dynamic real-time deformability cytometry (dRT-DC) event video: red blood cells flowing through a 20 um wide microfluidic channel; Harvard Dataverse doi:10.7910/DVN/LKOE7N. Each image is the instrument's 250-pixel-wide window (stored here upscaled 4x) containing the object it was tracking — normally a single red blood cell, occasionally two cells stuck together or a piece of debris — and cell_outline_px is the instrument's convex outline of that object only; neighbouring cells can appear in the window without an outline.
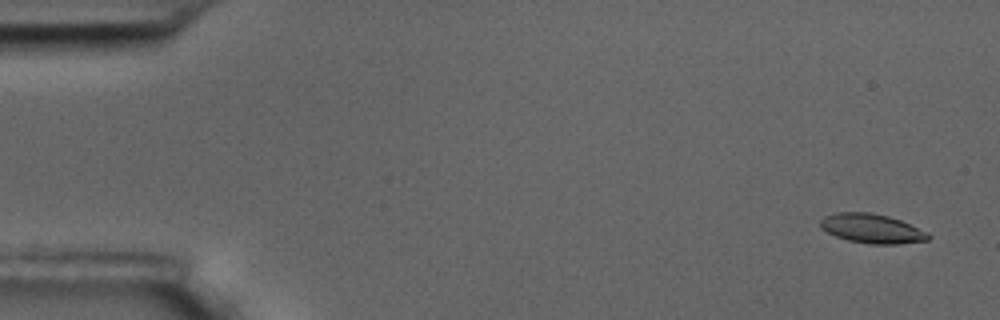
{"species": "common noctule bat (a hibernating species)", "species_latin": "Nyctalus noctula", "temperature_condition": "room temperature", "stored_images_in_passage": 59, "camera_frame_rate_fps": 3000, "um_per_image_px": 0.085, "animal": {"sex": "male", "body_mass_g": 17.5, "forearm_length_mm": 52.3}, "frame": {"image": 1, "passage_image": 3, "time_ms": 0.667, "image_size_px": [1000, 320], "cell_outline_px": [[932, 236], [928, 240], [896, 244], [868, 244], [848, 240], [836, 236], [820, 228], [820, 220], [824, 216], [836, 212], [872, 212], [888, 216], [900, 220], [928, 232]], "centroid_in_image_um": [74.1, 19.42], "position_along_channel_um": 10.9, "area_um2": 18.5}}
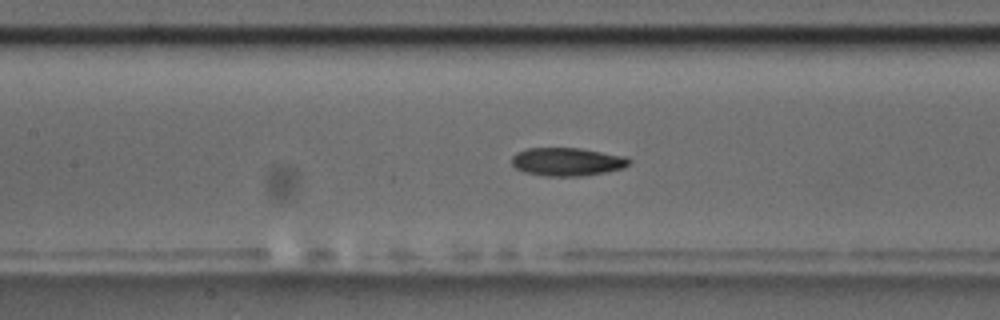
{"frame": {"image": 2, "passage_image": 27, "time_ms": 8.667, "image_size_px": [1000, 320], "cell_outline_px": [[632, 160], [624, 168], [608, 172], [584, 176], [544, 176], [524, 172], [516, 168], [512, 164], [512, 156], [516, 152], [528, 148], [580, 148], [628, 156]], "centroid_in_image_um": [48.25, 13.75], "position_along_channel_um": 159.2, "area_um2": 19.59}}
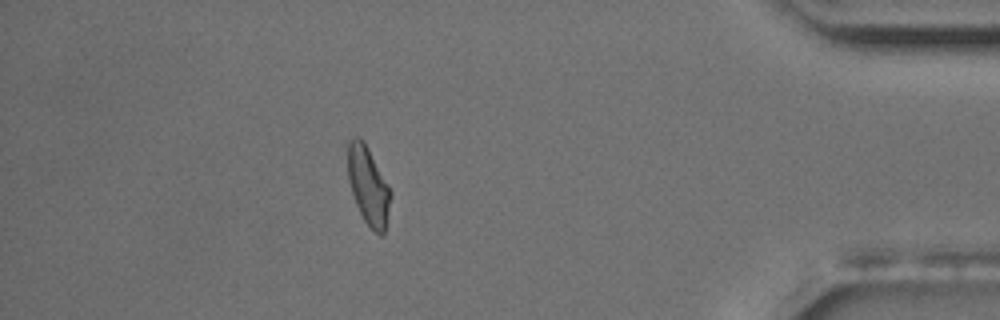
{"frame": {"image": 3, "passage_image": 52, "time_ms": 17.0, "image_size_px": [1000, 320], "cell_outline_px": [[392, 196], [384, 232], [380, 236], [364, 220], [356, 204], [348, 180], [344, 140], [352, 136], [360, 136], [364, 140], [388, 184], [392, 192]], "centroid_in_image_um": [31.24, 15.64], "position_along_channel_um": 404.0, "area_um2": 20.11}, "authors_computed_cell_mechanics": {"area_um2": 19.1896, "velocity_mm_per_s": 3.4706, "shape_relaxation_time_tau1_ms": 8.7325, "shape_relaxation_time_tau2_ms": 9.892, "deformation_change_tau1": 0.1992, "deformation_change_tau2": 0.1629}}